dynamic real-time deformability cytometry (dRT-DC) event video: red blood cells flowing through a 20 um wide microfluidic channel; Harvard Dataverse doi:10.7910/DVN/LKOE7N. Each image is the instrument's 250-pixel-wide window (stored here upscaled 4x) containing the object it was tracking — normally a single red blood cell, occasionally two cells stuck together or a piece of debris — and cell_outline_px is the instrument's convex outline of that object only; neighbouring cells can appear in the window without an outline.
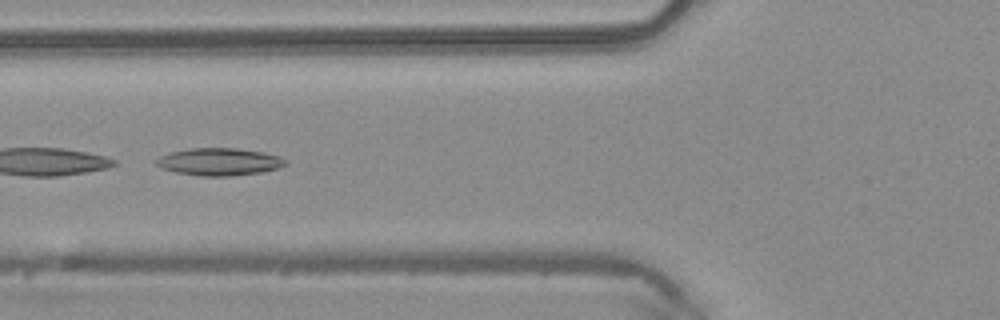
{"species": "common noctule bat (a hibernating species)", "species_latin": "Nyctalus noctula", "temperature_condition": "warm", "stored_images_in_passage": 48, "camera_frame_rate_fps": 3000, "um_per_image_px": 0.085, "animal": {"sex": "male", "body_mass_g": 20.4}, "frame": {"image": 1, "passage_image": 19, "time_ms": 6.0, "image_size_px": [1000, 320], "cell_outline_px": [[288, 164], [280, 168], [260, 172], [232, 176], [200, 176], [176, 172], [160, 168], [156, 164], [156, 160], [160, 156], [172, 152], [192, 148], [236, 148], [264, 152], [280, 156], [288, 160]], "centroid_in_image_um": [18.69, 13.75], "position_along_channel_um": 107.1, "area_um2": 20.75}}
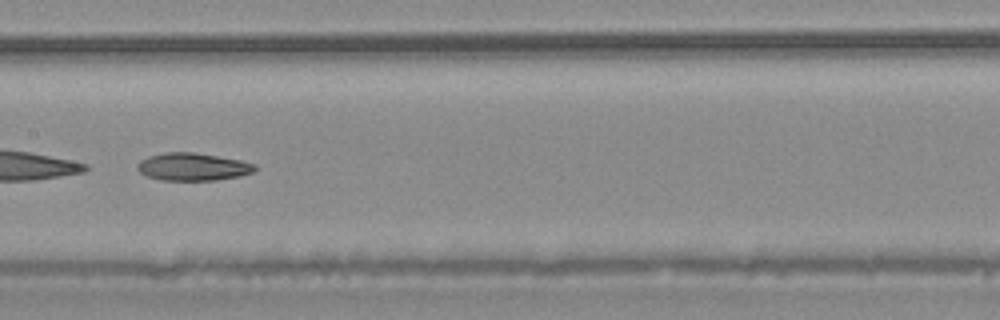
{"frame": {"image": 2, "passage_image": 25, "time_ms": 8.0, "image_size_px": [1000, 320], "cell_outline_px": [[256, 168], [252, 172], [240, 176], [216, 180], [160, 180], [148, 176], [140, 172], [136, 168], [136, 164], [140, 160], [148, 156], [164, 152], [196, 152], [240, 160], [256, 164]], "centroid_in_image_um": [16.36, 14.17], "position_along_channel_um": 191.0, "area_um2": 19.02}}
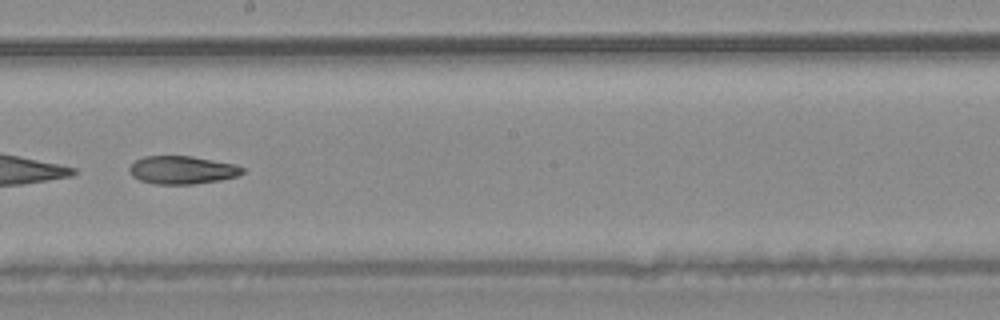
{"frame": {"image": 3, "passage_image": 28, "time_ms": 9.0, "image_size_px": [1000, 320], "cell_outline_px": [[244, 172], [236, 176], [220, 180], [192, 184], [152, 184], [140, 180], [132, 176], [128, 172], [128, 168], [136, 160], [144, 156], [192, 156], [236, 164], [244, 168]], "centroid_in_image_um": [15.46, 14.45], "position_along_channel_um": 232.7, "area_um2": 18.55}}